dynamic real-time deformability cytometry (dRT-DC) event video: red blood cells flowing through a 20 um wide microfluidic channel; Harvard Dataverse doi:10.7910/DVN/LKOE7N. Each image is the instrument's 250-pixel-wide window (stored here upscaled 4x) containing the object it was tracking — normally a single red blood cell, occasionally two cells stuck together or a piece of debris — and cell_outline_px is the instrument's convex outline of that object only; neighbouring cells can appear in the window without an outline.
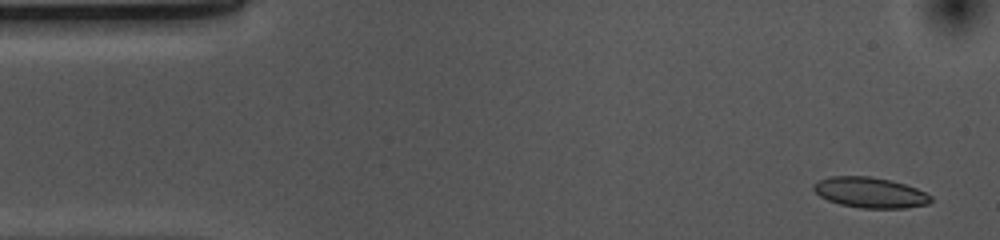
{"species": "common noctule bat (a hibernating species)", "species_latin": "Nyctalus noctula", "temperature_condition": "cold", "stored_images_in_passage": 46, "camera_frame_rate_fps": 3000, "um_per_image_px": 0.085, "animal": {"sex": "female", "body_mass_g": 10.0, "forearm_length_mm": 53.1}, "frame": {"image": 1, "passage_image": 2, "time_ms": 0.333, "image_size_px": [1000, 240], "cell_outline_px": [[932, 200], [928, 204], [904, 208], [860, 208], [840, 204], [828, 200], [820, 196], [812, 188], [812, 184], [820, 180], [832, 176], [868, 176], [892, 180], [916, 188], [932, 196]], "centroid_in_image_um": [73.96, 16.36], "position_along_channel_um": 11.0, "area_um2": 20.81}}
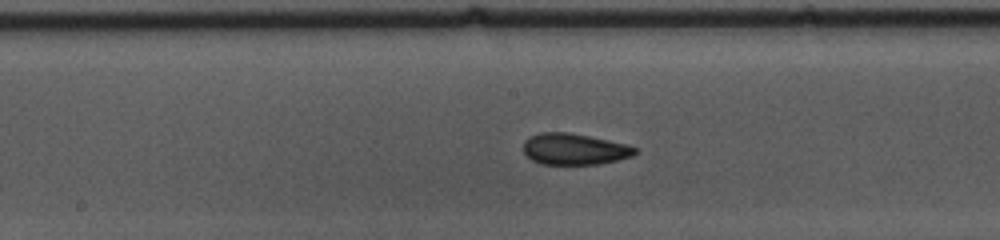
{"frame": {"image": 2, "passage_image": 25, "time_ms": 8.0, "image_size_px": [1000, 240], "cell_outline_px": [[636, 152], [632, 156], [600, 164], [540, 164], [532, 160], [524, 152], [524, 140], [528, 136], [540, 132], [568, 132], [628, 144], [636, 148]], "centroid_in_image_um": [48.79, 12.67], "position_along_channel_um": 199.4, "area_um2": 20.35}}
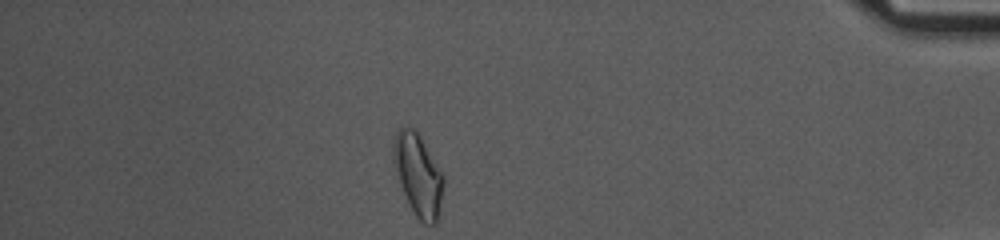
{"frame": {"image": 3, "passage_image": 45, "time_ms": 14.667, "image_size_px": [1000, 240], "cell_outline_px": [[444, 184], [436, 224], [424, 224], [416, 216], [400, 184], [392, 160], [392, 144], [396, 132], [400, 128], [412, 128], [420, 136], [444, 172]], "centroid_in_image_um": [35.55, 14.83], "position_along_channel_um": 399.7, "area_um2": 23.81}, "authors_computed_cell_mechanics": {"area_um2": 20.7502, "velocity_mm_per_s": 3.702, "shape_relaxation_time_tau1_ms": 3.4885, "shape_relaxation_time_tau2_ms": 3.2576, "deformation_change_tau1": 0.1027, "deformation_change_tau2": 0.0724}}